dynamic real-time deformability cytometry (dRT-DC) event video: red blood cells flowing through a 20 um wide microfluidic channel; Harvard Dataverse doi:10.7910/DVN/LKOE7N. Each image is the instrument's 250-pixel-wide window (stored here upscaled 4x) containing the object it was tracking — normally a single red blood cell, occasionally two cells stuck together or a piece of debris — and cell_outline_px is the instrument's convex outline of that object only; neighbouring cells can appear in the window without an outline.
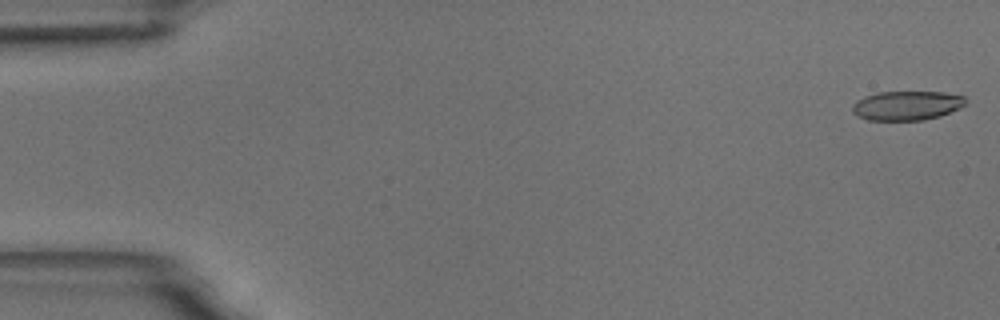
{"species": "common noctule bat (a hibernating species)", "species_latin": "Nyctalus noctula", "temperature_condition": "room temperature", "stored_images_in_passage": 58, "camera_frame_rate_fps": 3000, "um_per_image_px": 0.085, "animal": {"sex": "male", "body_mass_g": 18.8}, "frame": {"image": 1, "passage_image": 1, "time_ms": 0.0, "image_size_px": [1000, 320], "cell_outline_px": [[964, 104], [960, 108], [940, 116], [924, 120], [868, 120], [856, 116], [852, 112], [852, 104], [856, 100], [864, 96], [876, 92], [944, 92], [964, 96]], "centroid_in_image_um": [77.02, 8.97], "position_along_channel_um": 8.0, "area_um2": 19.42}}
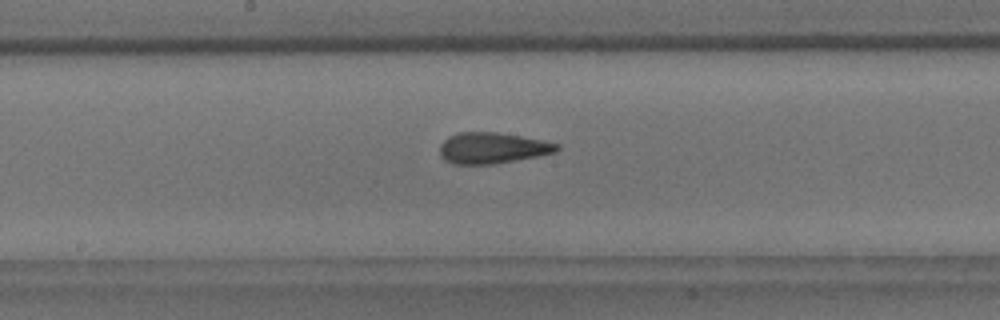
{"frame": {"image": 2, "passage_image": 30, "time_ms": 9.667, "image_size_px": [1000, 320], "cell_outline_px": [[560, 148], [556, 152], [536, 156], [492, 164], [452, 164], [444, 160], [440, 156], [440, 144], [448, 136], [460, 132], [496, 132], [520, 136], [560, 144]], "centroid_in_image_um": [41.81, 12.58], "position_along_channel_um": 206.4, "area_um2": 21.04}}
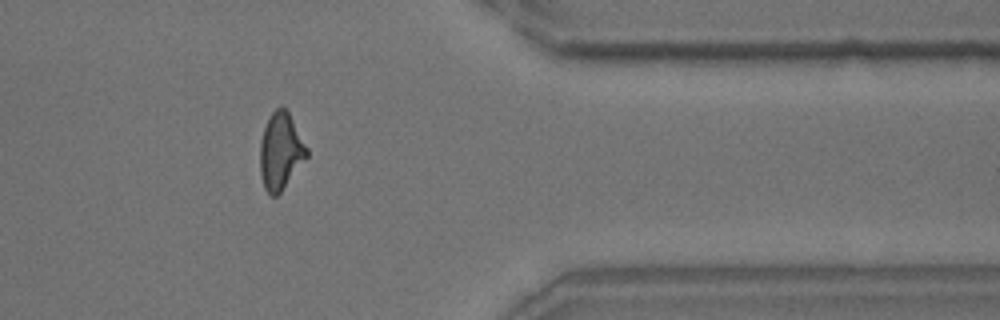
{"frame": {"image": 3, "passage_image": 47, "time_ms": 15.333, "image_size_px": [1000, 320], "cell_outline_px": [[308, 156], [280, 192], [276, 196], [272, 196], [264, 188], [260, 172], [260, 140], [264, 128], [272, 112], [280, 104], [288, 112], [308, 148]], "centroid_in_image_um": [23.85, 12.84], "position_along_channel_um": 387.6, "area_um2": 20.69}, "authors_computed_cell_mechanics": {"area_um2": 20.6924, "velocity_mm_per_s": 3.4972, "shape_relaxation_time_tau1_ms": 8.4112, "shape_relaxation_time_tau2_ms": 2.2039, "deformation_change_tau1": 0.2036, "deformation_change_tau2": 0.1101}}